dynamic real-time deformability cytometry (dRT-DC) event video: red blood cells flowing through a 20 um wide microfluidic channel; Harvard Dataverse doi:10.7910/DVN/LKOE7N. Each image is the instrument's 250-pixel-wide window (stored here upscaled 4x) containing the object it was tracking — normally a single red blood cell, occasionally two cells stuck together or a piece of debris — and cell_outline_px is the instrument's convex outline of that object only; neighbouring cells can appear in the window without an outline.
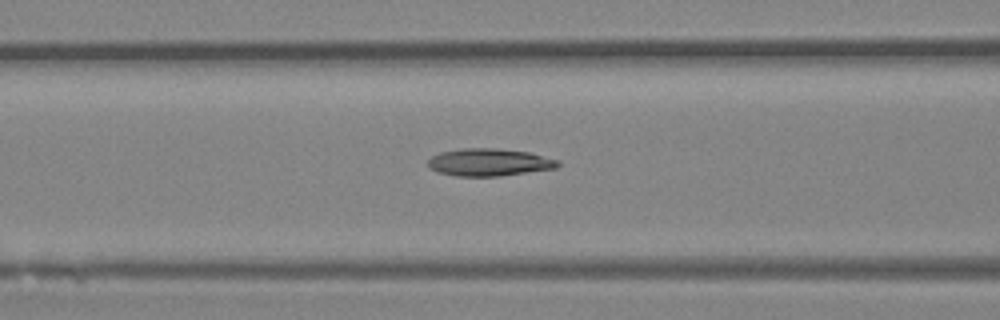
{"species": "Egyptian fruit bat (a non-hibernating species)", "species_latin": "Rousettus aegyptiacus", "temperature_condition": "room temperature", "stored_images_in_passage": 26, "camera_frame_rate_fps": 3000, "um_per_image_px": 0.085, "animal": {"sex": "female"}, "frame": {"image": 1, "passage_image": 6, "time_ms": 1.667, "image_size_px": [1000, 320], "cell_outline_px": [[560, 164], [556, 168], [500, 176], [456, 176], [436, 172], [428, 168], [428, 160], [432, 156], [440, 152], [460, 148], [496, 148], [528, 152], [560, 160]], "centroid_in_image_um": [41.55, 13.79], "position_along_channel_um": 125.0, "area_um2": 20.92}}
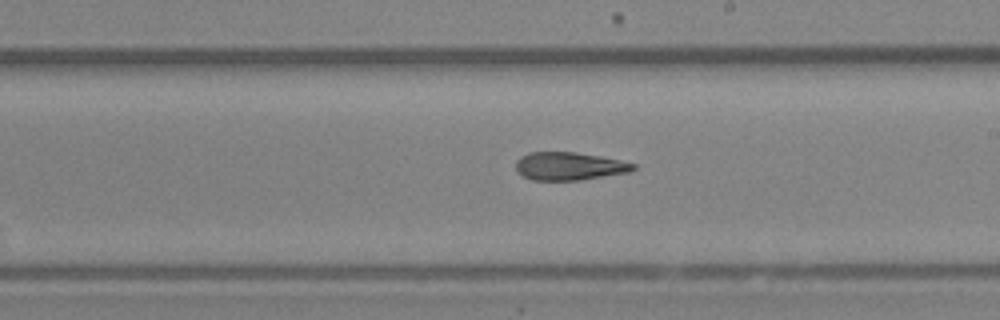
{"frame": {"image": 2, "passage_image": 14, "time_ms": 4.333, "image_size_px": [1000, 320], "cell_outline_px": [[636, 168], [628, 172], [580, 180], [532, 180], [516, 172], [516, 160], [520, 156], [528, 152], [576, 152], [600, 156], [636, 164]], "centroid_in_image_um": [48.34, 14.12], "position_along_channel_um": 240.7, "area_um2": 19.13}}
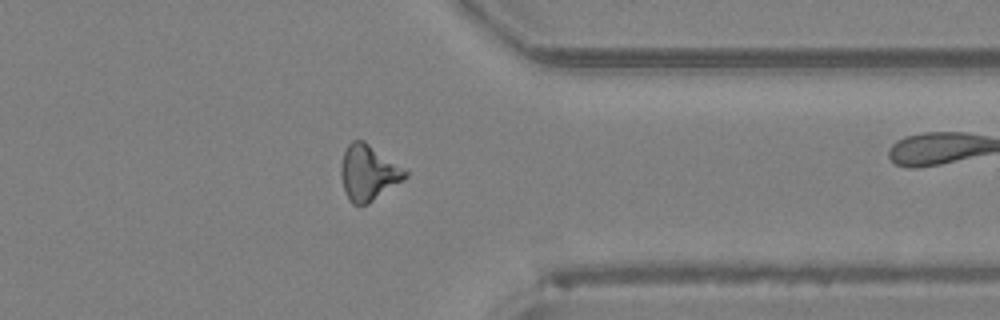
{"frame": {"image": 3, "passage_image": 24, "time_ms": 7.667, "image_size_px": [1000, 320], "cell_outline_px": [[408, 176], [404, 180], [368, 204], [352, 204], [348, 200], [340, 176], [340, 168], [344, 152], [348, 144], [352, 140], [364, 140], [408, 172]], "centroid_in_image_um": [31.29, 14.69], "position_along_channel_um": 380.1, "area_um2": 20.63}}